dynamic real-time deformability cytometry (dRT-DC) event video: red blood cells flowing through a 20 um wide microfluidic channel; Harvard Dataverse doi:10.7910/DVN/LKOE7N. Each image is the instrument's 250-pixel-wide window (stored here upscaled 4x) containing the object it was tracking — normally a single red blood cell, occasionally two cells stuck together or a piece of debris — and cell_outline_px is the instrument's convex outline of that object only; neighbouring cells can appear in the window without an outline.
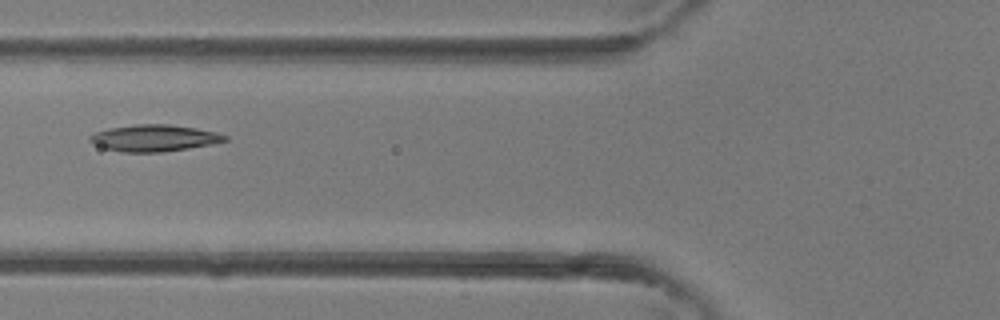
{"species": "common noctule bat (a hibernating species)", "species_latin": "Nyctalus noctula", "temperature_condition": "room temperature", "stored_images_in_passage": 4, "camera_frame_rate_fps": 3000, "um_per_image_px": 0.085, "animal": {"sex": "female"}, "frame": {"image": 1, "passage_image": 4, "time_ms": 1.0, "image_size_px": [1000, 320], "cell_outline_px": [[228, 140], [212, 144], [188, 148], [160, 152], [120, 152], [104, 148], [92, 144], [88, 140], [88, 136], [96, 132], [108, 128], [136, 124], [168, 124], [196, 128], [216, 132], [228, 136]], "centroid_in_image_um": [13.07, 11.73], "position_along_channel_um": 112.7, "area_um2": 21.04}}